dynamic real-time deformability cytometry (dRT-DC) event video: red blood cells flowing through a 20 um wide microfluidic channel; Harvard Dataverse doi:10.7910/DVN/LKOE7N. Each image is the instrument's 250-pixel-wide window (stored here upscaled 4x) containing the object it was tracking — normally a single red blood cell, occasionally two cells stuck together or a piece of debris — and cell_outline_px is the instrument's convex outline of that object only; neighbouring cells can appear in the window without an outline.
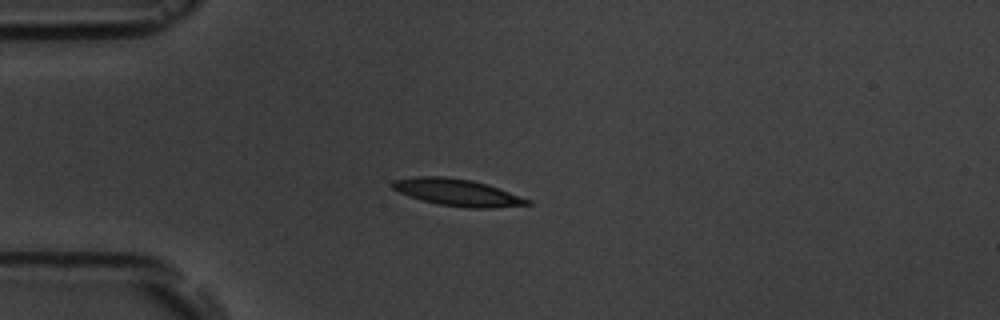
{"species": "common noctule bat (a hibernating species)", "species_latin": "Nyctalus noctula", "temperature_condition": "room temperature", "stored_images_in_passage": 2, "camera_frame_rate_fps": 3000, "um_per_image_px": 0.085, "animal": {"sex": "male", "body_mass_g": 19.5, "forearm_length_mm": 54.6}, "frame": {"image": 1, "passage_image": 1, "time_ms": 0.0, "image_size_px": [1000, 320], "cell_outline_px": [[532, 204], [496, 208], [468, 208], [440, 204], [408, 196], [392, 188], [392, 180], [420, 176], [444, 176], [472, 180], [488, 184], [532, 200]], "centroid_in_image_um": [38.93, 16.35], "position_along_channel_um": 46.1, "area_um2": 21.15}}